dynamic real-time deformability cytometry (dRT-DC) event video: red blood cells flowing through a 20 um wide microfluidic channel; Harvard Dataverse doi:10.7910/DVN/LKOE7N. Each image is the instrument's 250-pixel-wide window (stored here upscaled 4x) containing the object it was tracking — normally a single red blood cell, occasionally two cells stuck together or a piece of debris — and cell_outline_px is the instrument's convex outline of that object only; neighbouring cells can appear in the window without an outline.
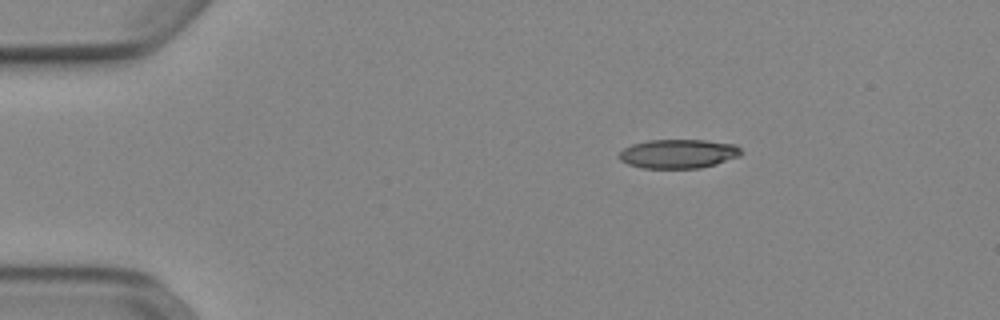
{"species": "Egyptian fruit bat (a non-hibernating species)", "species_latin": "Rousettus aegyptiacus", "temperature_condition": "cold", "stored_images_in_passage": 44, "camera_frame_rate_fps": 3000, "um_per_image_px": 0.085, "animal": {"sex": "female"}, "frame": {"image": 1, "passage_image": 1, "time_ms": 0.0, "image_size_px": [1000, 320], "cell_outline_px": [[744, 152], [740, 156], [716, 164], [700, 168], [644, 168], [628, 164], [620, 160], [616, 156], [624, 148], [632, 144], [648, 140], [704, 140], [736, 144]], "centroid_in_image_um": [57.67, 13.07], "position_along_channel_um": 27.3, "area_um2": 20.81}}
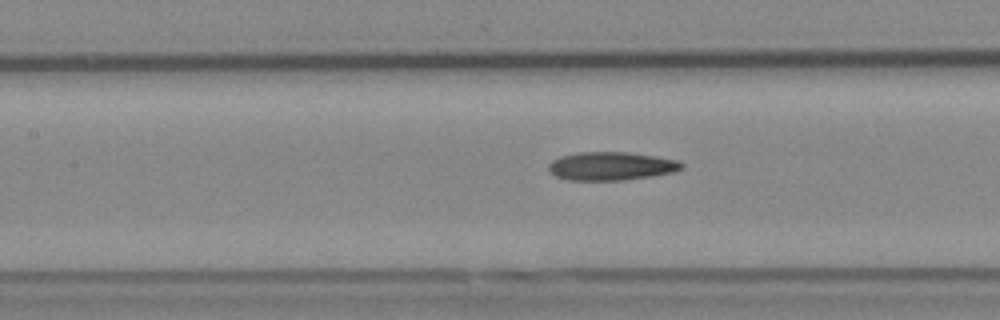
{"frame": {"image": 2, "passage_image": 16, "time_ms": 5.0, "image_size_px": [1000, 320], "cell_outline_px": [[684, 164], [676, 172], [652, 176], [624, 180], [568, 180], [556, 176], [548, 168], [548, 164], [552, 160], [560, 156], [580, 152], [628, 152], [656, 156], [680, 160]], "centroid_in_image_um": [51.98, 14.11], "position_along_channel_um": 155.4, "area_um2": 22.08}}
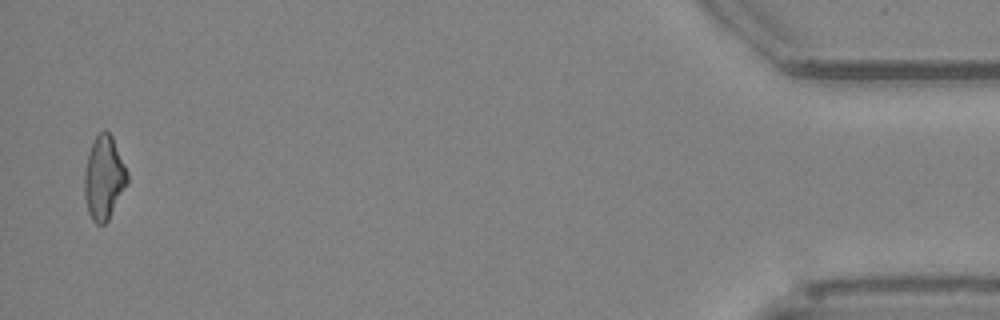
{"frame": {"image": 3, "passage_image": 43, "time_ms": 14.0, "image_size_px": [1000, 320], "cell_outline_px": [[128, 180], [108, 220], [104, 224], [96, 224], [92, 220], [88, 212], [84, 196], [84, 172], [88, 156], [92, 144], [96, 136], [104, 128], [112, 136], [128, 172]], "centroid_in_image_um": [8.82, 15.11], "position_along_channel_um": 426.4, "area_um2": 20.63}, "authors_computed_cell_mechanics": {"area_um2": 21.3571, "velocity_mm_per_s": 3.9377, "shape_relaxation_time_tau1_ms": null, "shape_relaxation_time_tau2_ms": 5.0583, "deformation_change_tau1": null, "deformation_change_tau2": 0.176}}